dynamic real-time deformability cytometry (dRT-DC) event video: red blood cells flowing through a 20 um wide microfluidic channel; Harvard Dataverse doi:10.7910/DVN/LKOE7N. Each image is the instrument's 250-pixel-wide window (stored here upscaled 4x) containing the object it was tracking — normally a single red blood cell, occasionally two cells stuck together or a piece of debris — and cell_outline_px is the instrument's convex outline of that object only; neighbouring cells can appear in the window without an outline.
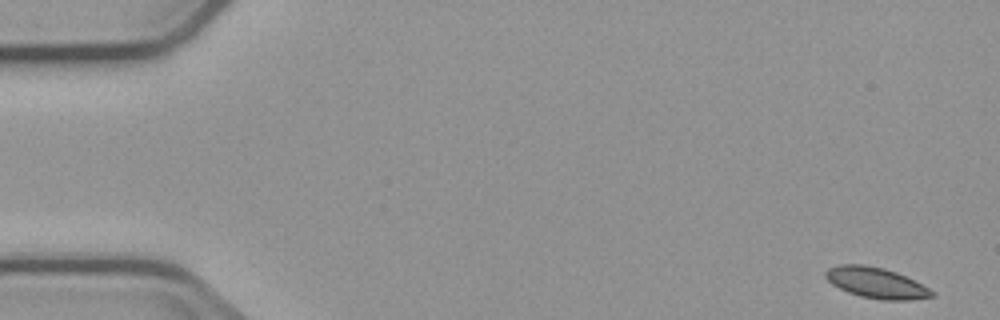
{"species": "common noctule bat (a hibernating species)", "species_latin": "Nyctalus noctula", "temperature_condition": "cold", "stored_images_in_passage": 3, "camera_frame_rate_fps": 3000, "um_per_image_px": 0.085, "animal": {"sex": "male", "body_mass_g": 23.1, "forearm_length_mm": 52.7}, "frame": {"image": 1, "passage_image": 3, "time_ms": 3.333, "image_size_px": [1000, 320], "cell_outline_px": [[936, 296], [908, 300], [880, 300], [860, 296], [848, 292], [832, 284], [824, 276], [824, 272], [828, 268], [840, 264], [864, 264], [884, 268], [896, 272], [936, 292]], "centroid_in_image_um": [74.45, 24.04], "position_along_channel_um": 10.5, "area_um2": 19.02}}